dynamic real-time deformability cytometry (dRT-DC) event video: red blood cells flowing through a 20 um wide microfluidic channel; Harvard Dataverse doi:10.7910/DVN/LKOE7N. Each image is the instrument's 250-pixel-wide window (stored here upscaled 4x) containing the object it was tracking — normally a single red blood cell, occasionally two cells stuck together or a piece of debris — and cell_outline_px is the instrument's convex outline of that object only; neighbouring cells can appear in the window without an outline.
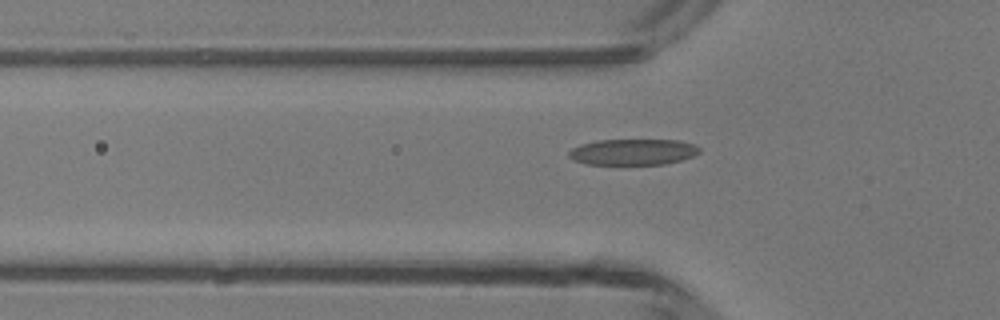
{"species": "common noctule bat (a hibernating species)", "species_latin": "Nyctalus noctula", "temperature_condition": "room temperature", "stored_images_in_passage": 5, "camera_frame_rate_fps": 3000, "um_per_image_px": 0.085, "animal": {"sex": "male", "body_mass_g": 13.3}, "frame": {"image": 1, "passage_image": 5, "time_ms": 4.667, "image_size_px": [1000, 320], "cell_outline_px": [[700, 152], [692, 156], [680, 160], [664, 164], [588, 164], [576, 160], [568, 156], [568, 152], [572, 148], [580, 144], [596, 140], [676, 140], [692, 144], [700, 148]], "centroid_in_image_um": [53.78, 12.91], "position_along_channel_um": 72.0, "area_um2": 19.59}}